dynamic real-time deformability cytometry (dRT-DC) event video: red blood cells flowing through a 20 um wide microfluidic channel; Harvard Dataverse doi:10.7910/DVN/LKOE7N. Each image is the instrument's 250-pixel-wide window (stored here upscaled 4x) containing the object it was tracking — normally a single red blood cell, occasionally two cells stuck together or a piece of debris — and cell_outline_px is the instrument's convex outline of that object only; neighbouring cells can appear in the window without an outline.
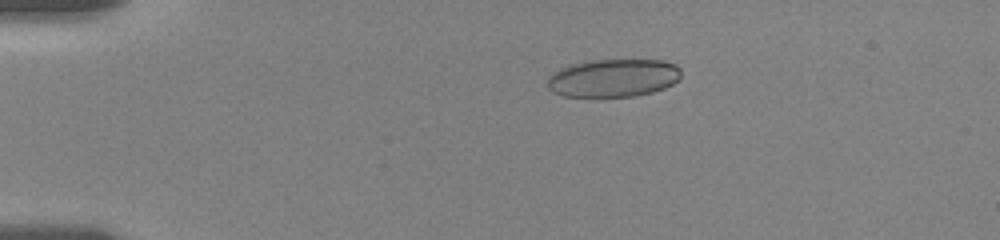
{"species": "human", "species_latin": "Homo sapiens", "temperature_condition": "room temperature", "stored_images_in_passage": 32, "camera_frame_rate_fps": 3000, "um_per_image_px": 0.085, "donor": {"sex": "female"}, "frame": {"image": 1, "passage_image": 5, "time_ms": 3.667, "image_size_px": [1000, 240], "cell_outline_px": [[680, 80], [664, 88], [652, 92], [632, 96], [564, 96], [552, 92], [548, 88], [548, 76], [552, 72], [568, 64], [588, 60], [664, 60], [676, 64], [680, 68]], "centroid_in_image_um": [52.12, 6.61], "position_along_channel_um": 32.9, "area_um2": 29.82}}
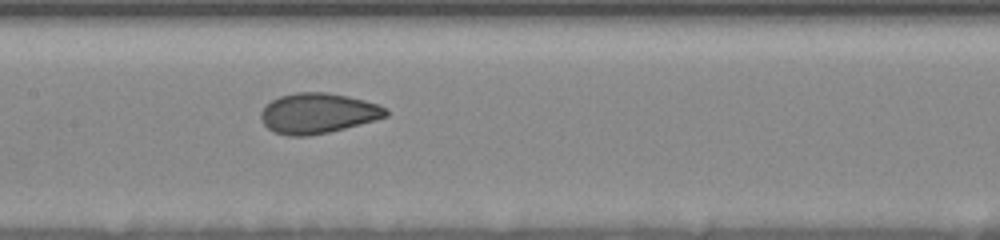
{"frame": {"image": 2, "passage_image": 18, "time_ms": 9.333, "image_size_px": [1000, 240], "cell_outline_px": [[388, 116], [344, 128], [328, 132], [308, 136], [288, 136], [276, 132], [268, 128], [264, 124], [260, 116], [260, 112], [272, 100], [280, 96], [296, 92], [328, 92], [348, 96], [364, 100], [388, 108]], "centroid_in_image_um": [27.02, 9.62], "position_along_channel_um": 180.4, "area_um2": 29.13}}
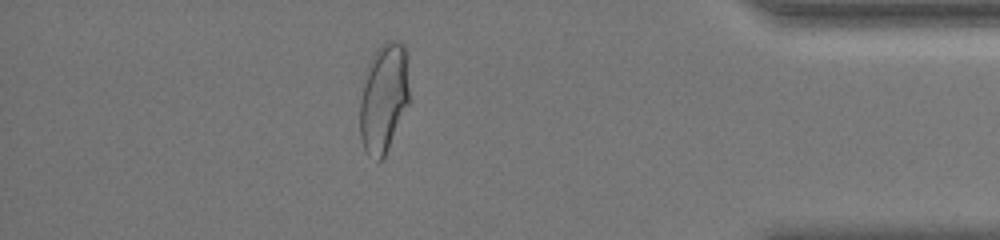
{"frame": {"image": 3, "passage_image": 29, "time_ms": 16.333, "image_size_px": [1000, 240], "cell_outline_px": [[408, 104], [388, 148], [384, 156], [380, 160], [376, 160], [368, 156], [364, 148], [360, 136], [360, 100], [368, 64], [372, 56], [380, 44], [388, 40], [396, 40], [404, 48], [408, 88]], "centroid_in_image_um": [32.58, 8.35], "position_along_channel_um": 402.6, "area_um2": 30.81}, "authors_computed_cell_mechanics": {"area_um2": 30.5184, "velocity_mm_per_s": 3.6406, "shape_relaxation_time_tau1_ms": 6.0156, "shape_relaxation_time_tau2_ms": 0.8942, "deformation_change_tau1": 0.1608, "deformation_change_tau2": 0.0532}}